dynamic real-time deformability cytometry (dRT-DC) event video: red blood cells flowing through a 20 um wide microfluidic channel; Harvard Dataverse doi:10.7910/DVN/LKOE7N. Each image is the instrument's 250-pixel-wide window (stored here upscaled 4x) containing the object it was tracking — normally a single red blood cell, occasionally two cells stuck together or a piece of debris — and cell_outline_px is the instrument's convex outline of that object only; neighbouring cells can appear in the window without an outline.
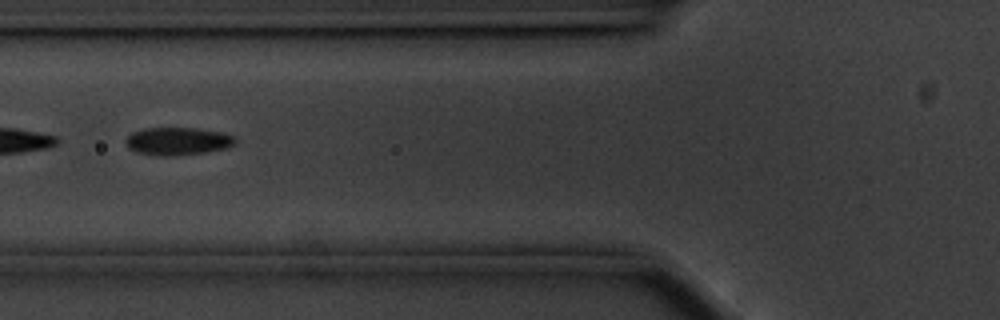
{"species": "common noctule bat (a hibernating species)", "species_latin": "Nyctalus noctula", "temperature_condition": "cold", "stored_images_in_passage": 15, "camera_frame_rate_fps": 3000, "um_per_image_px": 0.085, "animal": {"sex": "male", "body_mass_g": 20.1, "forearm_length_mm": 53.5}, "frame": {"image": 1, "passage_image": 7, "time_ms": 2.0, "image_size_px": [1000, 320], "cell_outline_px": [[236, 140], [232, 144], [224, 148], [204, 152], [168, 156], [156, 156], [136, 152], [128, 148], [124, 140], [132, 132], [144, 128], [196, 128], [220, 132], [232, 136]], "centroid_in_image_um": [15.01, 12.0], "position_along_channel_um": 110.8, "area_um2": 17.51}}